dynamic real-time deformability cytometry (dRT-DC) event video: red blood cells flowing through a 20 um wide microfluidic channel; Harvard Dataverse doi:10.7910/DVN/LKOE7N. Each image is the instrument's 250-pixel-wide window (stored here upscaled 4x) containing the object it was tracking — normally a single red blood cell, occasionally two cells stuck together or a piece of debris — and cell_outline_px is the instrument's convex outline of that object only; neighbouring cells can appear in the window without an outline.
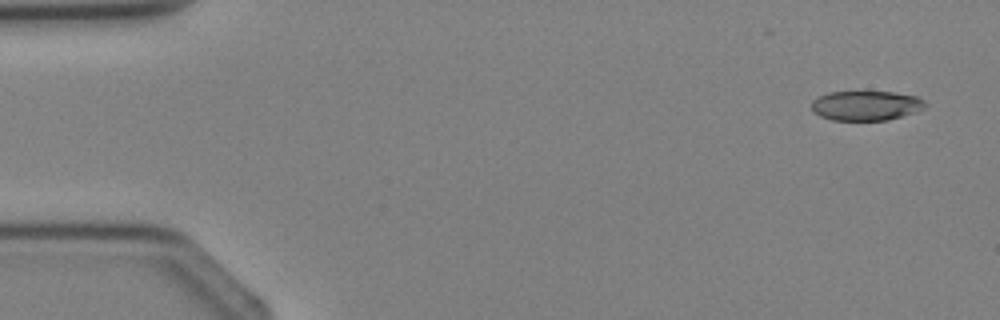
{"species": "Egyptian fruit bat (a non-hibernating species)", "species_latin": "Rousettus aegyptiacus", "temperature_condition": "cold", "stored_images_in_passage": 4, "segment_of_instrument_passage": [1, 2], "camera_frame_rate_fps": 3000, "um_per_image_px": 0.085, "animal": {"sex": "female"}, "frame": {"image": 1, "passage_image": 1, "time_ms": 0.0, "image_size_px": [1000, 320], "cell_outline_px": [[924, 108], [916, 112], [888, 120], [832, 120], [820, 116], [812, 112], [812, 100], [828, 92], [892, 92], [916, 96], [924, 100]], "centroid_in_image_um": [73.59, 8.98], "position_along_channel_um": 11.4, "area_um2": 19.59}}